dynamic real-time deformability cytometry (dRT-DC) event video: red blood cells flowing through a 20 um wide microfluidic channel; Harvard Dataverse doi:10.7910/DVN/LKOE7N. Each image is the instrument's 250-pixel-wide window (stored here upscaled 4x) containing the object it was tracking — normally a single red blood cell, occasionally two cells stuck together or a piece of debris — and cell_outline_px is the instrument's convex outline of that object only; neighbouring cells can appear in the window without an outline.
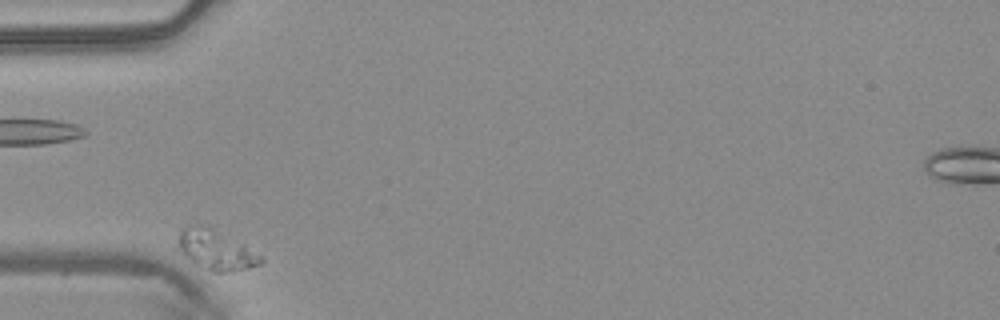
{"species": "common noctule bat (a hibernating species)", "species_latin": "Nyctalus noctula", "temperature_condition": "warm", "stored_images_in_passage": 27, "camera_frame_rate_fps": 3000, "um_per_image_px": 0.085, "animal": {"sex": "male", "body_mass_g": 20.4}, "frame": {"image": 1, "passage_image": 1, "time_ms": 0.0, "image_size_px": [1000, 320], "cell_outline_px": [[264, 264], [248, 268], [224, 272], [212, 272], [172, 248], [180, 232], [188, 224], [204, 224], [212, 228], [264, 256]], "centroid_in_image_um": [18.3, 21.23], "position_along_channel_um": 66.7, "area_um2": 19.36}}
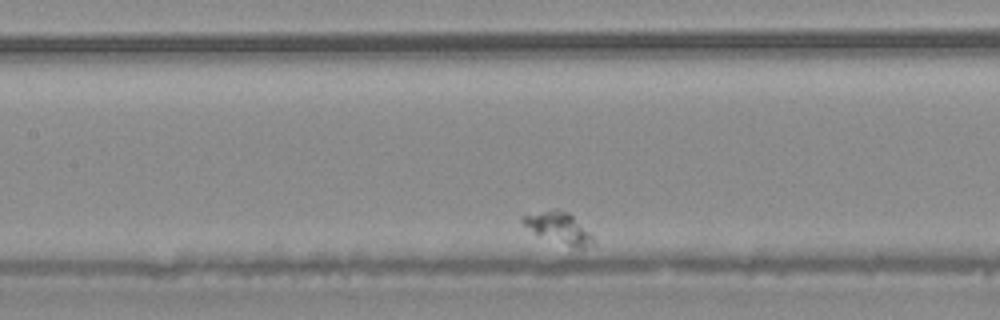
{"frame": {"image": 2, "passage_image": 11, "time_ms": 3.333, "image_size_px": [1000, 320], "cell_outline_px": [[592, 240], [584, 248], [576, 248], [536, 236], [520, 220], [520, 216], [556, 208], [560, 208], [568, 212], [592, 232]], "centroid_in_image_um": [47.46, 19.35], "position_along_channel_um": 159.9, "area_um2": 12.95}}
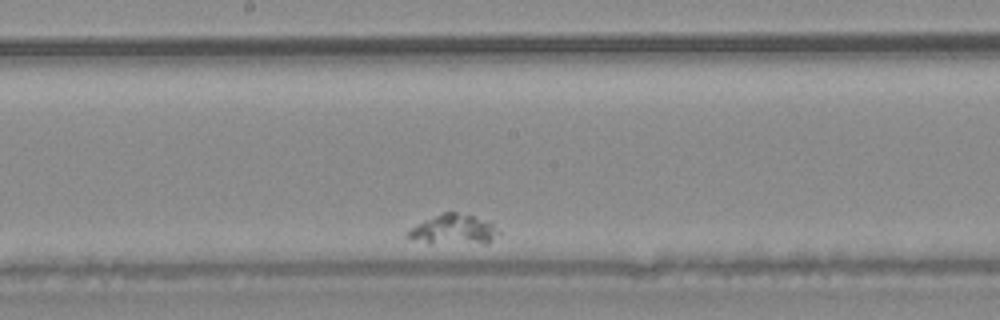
{"frame": {"image": 3, "passage_image": 16, "time_ms": 5.0, "image_size_px": [1000, 320], "cell_outline_px": [[500, 232], [488, 244], [428, 244], [404, 236], [412, 228], [424, 220], [444, 212], [456, 212], [472, 216], [492, 224]], "centroid_in_image_um": [38.55, 19.56], "position_along_channel_um": 209.7, "area_um2": 15.9}}